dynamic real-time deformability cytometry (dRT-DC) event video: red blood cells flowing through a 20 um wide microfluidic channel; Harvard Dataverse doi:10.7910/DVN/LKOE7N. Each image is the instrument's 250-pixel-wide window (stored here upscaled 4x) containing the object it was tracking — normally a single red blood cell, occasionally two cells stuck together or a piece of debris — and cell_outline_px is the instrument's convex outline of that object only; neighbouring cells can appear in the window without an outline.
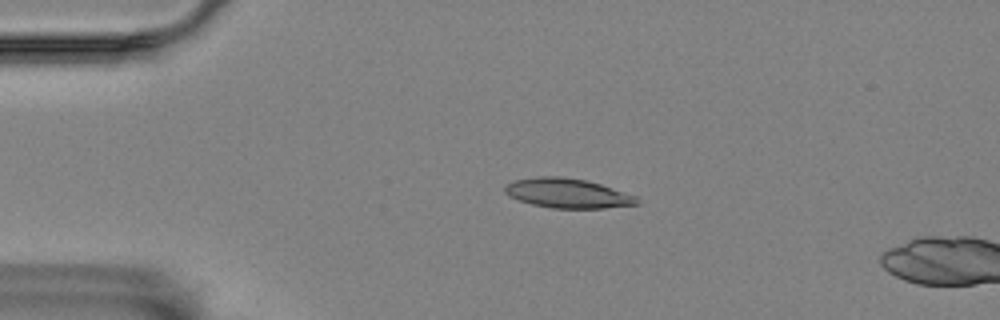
{"species": "Egyptian fruit bat (a non-hibernating species)", "species_latin": "Rousettus aegyptiacus", "temperature_condition": "room temperature", "stored_images_in_passage": 5, "camera_frame_rate_fps": 3000, "um_per_image_px": 0.085, "animal": {"sex": "female"}, "frame": {"image": 1, "passage_image": 4, "time_ms": 1.0, "image_size_px": [1000, 320], "cell_outline_px": [[640, 204], [604, 208], [552, 208], [532, 204], [508, 196], [504, 192], [504, 188], [512, 180], [540, 176], [560, 176], [584, 180], [600, 184], [636, 196], [640, 200]], "centroid_in_image_um": [48.24, 16.43], "position_along_channel_um": 36.8, "area_um2": 22.66}}